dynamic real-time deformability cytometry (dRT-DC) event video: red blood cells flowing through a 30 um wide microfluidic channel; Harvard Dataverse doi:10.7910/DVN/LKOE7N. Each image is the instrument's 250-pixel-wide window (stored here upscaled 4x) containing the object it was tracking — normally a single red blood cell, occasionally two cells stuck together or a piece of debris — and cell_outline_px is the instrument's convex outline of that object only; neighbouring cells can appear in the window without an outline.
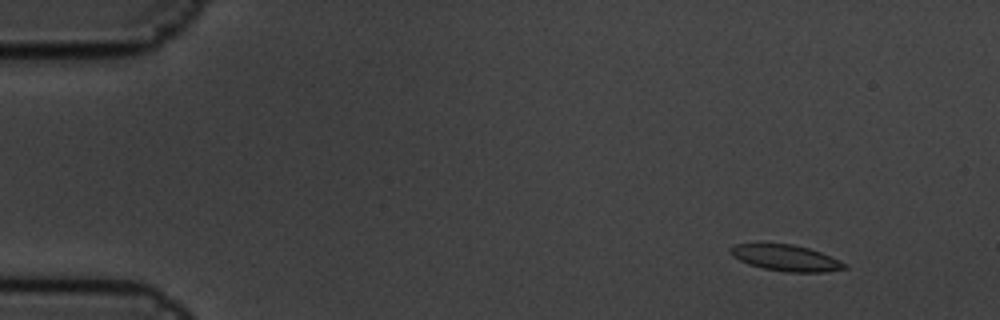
{"species": "common noctule bat (a hibernating species)", "species_latin": "Nyctalus noctula", "temperature_condition": "cold", "stored_images_in_passage": 5, "segment_of_instrument_passage": [1, 2], "camera_frame_rate_fps": 3000, "um_per_image_px": 0.085, "animal": {"sex": "male", "body_mass_g": 19.5, "forearm_length_mm": 54.6}, "frame": {"image": 1, "passage_image": 1, "time_ms": 0.0, "image_size_px": [1000, 320], "cell_outline_px": [[848, 268], [824, 272], [784, 272], [764, 268], [748, 264], [732, 256], [728, 252], [728, 248], [736, 244], [792, 244], [808, 248], [820, 252], [840, 260], [848, 264]], "centroid_in_image_um": [66.8, 21.93], "position_along_channel_um": 18.2, "area_um2": 17.4}}